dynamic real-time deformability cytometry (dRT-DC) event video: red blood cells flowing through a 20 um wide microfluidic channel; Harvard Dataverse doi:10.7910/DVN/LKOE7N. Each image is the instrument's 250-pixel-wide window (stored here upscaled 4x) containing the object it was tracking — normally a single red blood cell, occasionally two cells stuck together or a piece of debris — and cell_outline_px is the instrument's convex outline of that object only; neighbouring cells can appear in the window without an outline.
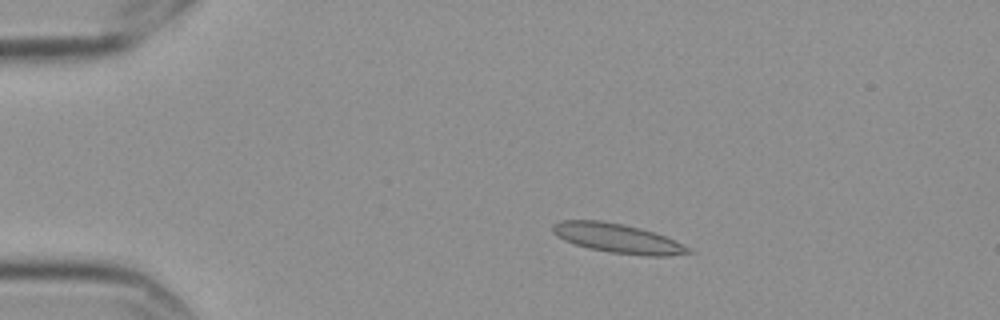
{"species": "Egyptian fruit bat (a non-hibernating species)", "species_latin": "Rousettus aegyptiacus", "temperature_condition": "cold", "stored_images_in_passage": 5, "camera_frame_rate_fps": 3000, "um_per_image_px": 0.085, "frame": {"image": 1, "passage_image": 3, "time_ms": 0.667, "image_size_px": [1000, 320], "cell_outline_px": [[696, 252], [668, 256], [644, 256], [608, 252], [588, 248], [564, 240], [556, 236], [552, 232], [552, 224], [560, 220], [600, 220], [624, 224], [640, 228], [664, 236], [692, 248]], "centroid_in_image_um": [52.5, 20.26], "position_along_channel_um": 32.5, "area_um2": 23.35}}
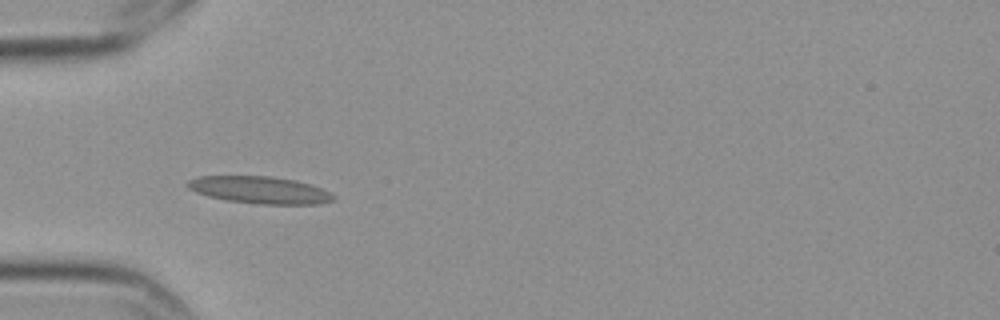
{"frame": {"image": 2, "passage_image": 5, "time_ms": 1.333, "image_size_px": [1000, 320], "cell_outline_px": [[336, 200], [320, 204], [256, 204], [228, 200], [208, 196], [196, 192], [188, 188], [184, 184], [188, 180], [200, 176], [268, 176], [296, 180], [320, 188], [336, 196]], "centroid_in_image_um": [22.07, 16.15], "position_along_channel_um": 62.9, "area_um2": 23.06}}